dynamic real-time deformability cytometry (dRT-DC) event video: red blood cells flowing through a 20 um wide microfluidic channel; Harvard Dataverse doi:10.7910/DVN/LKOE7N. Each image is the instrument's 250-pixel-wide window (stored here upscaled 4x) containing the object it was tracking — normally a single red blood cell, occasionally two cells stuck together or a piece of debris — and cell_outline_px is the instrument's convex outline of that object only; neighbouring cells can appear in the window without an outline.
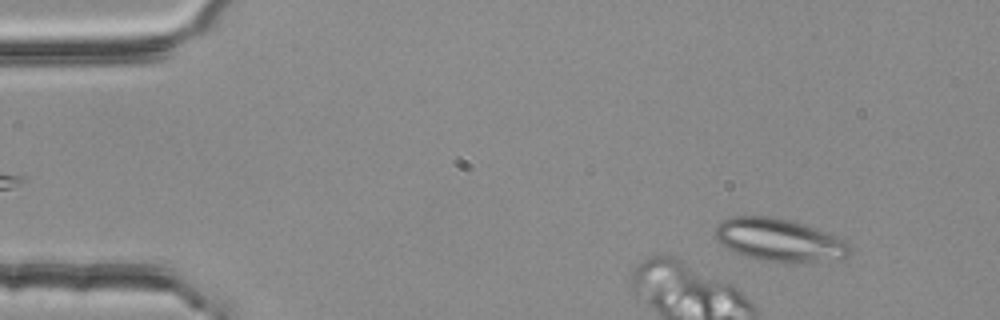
{"species": "common noctule bat (a hibernating species)", "species_latin": "Nyctalus noctula", "temperature_condition": "room temperature", "stored_images_in_passage": 11, "camera_frame_rate_fps": 3000, "um_per_image_px": 0.085, "animal": {"sex": "female", "body_mass_g": 25.1}, "frame": {"image": 1, "passage_image": 5, "time_ms": 1.333, "image_size_px": [1000, 320], "cell_outline_px": [[852, 252], [848, 256], [812, 260], [760, 260], [736, 252], [728, 248], [716, 240], [716, 228], [724, 220], [732, 216], [772, 216], [792, 220], [804, 224], [836, 236], [848, 244], [852, 248]], "centroid_in_image_um": [66.2, 20.35], "position_along_channel_um": 18.8, "area_um2": 32.31}}